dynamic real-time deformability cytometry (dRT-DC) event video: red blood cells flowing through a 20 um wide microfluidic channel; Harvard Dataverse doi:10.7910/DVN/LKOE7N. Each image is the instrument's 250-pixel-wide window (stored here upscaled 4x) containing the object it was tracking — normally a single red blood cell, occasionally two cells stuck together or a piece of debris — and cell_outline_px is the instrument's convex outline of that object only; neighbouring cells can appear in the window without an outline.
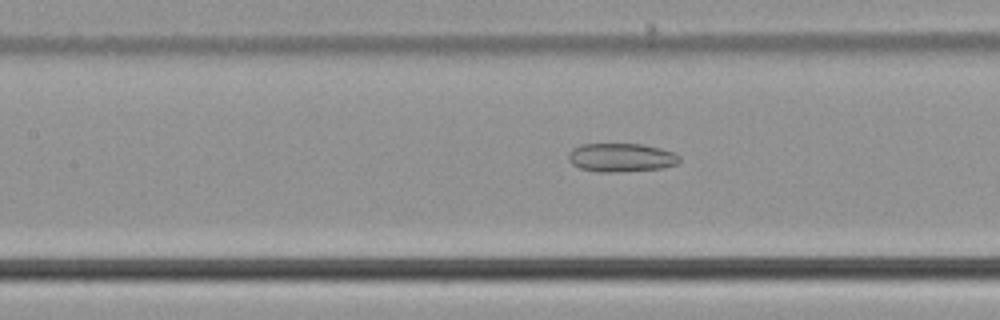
{"species": "common noctule bat (a hibernating species)", "species_latin": "Nyctalus noctula", "temperature_condition": "cold", "stored_images_in_passage": 12, "camera_frame_rate_fps": 3000, "um_per_image_px": 0.085, "animal": {"sex": "male", "body_mass_g": 21.5, "forearm_length_mm": 52.0}, "frame": {"image": 1, "passage_image": 10, "time_ms": 3.0, "image_size_px": [1000, 320], "cell_outline_px": [[680, 160], [676, 164], [660, 168], [620, 172], [596, 172], [580, 168], [572, 164], [568, 160], [568, 156], [572, 148], [580, 144], [644, 144], [660, 148], [672, 152], [680, 156]], "centroid_in_image_um": [52.77, 13.39], "position_along_channel_um": 154.6, "area_um2": 18.55}}